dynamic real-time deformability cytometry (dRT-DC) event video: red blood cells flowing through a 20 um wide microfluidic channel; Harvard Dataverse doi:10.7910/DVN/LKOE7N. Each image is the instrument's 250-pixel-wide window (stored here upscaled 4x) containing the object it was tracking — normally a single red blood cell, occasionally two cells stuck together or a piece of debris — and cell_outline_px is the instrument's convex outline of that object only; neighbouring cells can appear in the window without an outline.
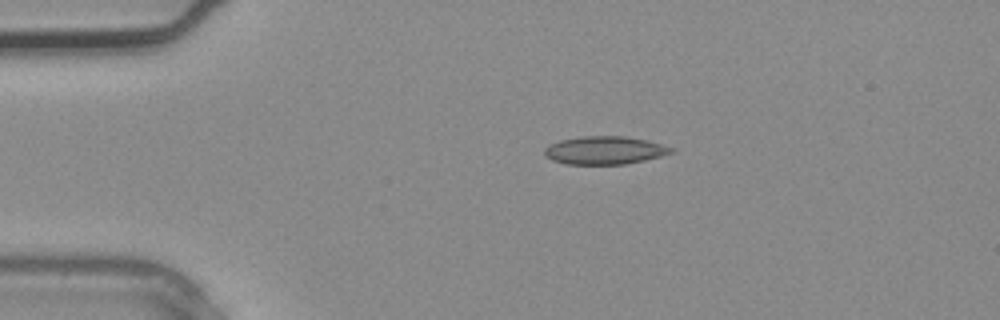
{"species": "common noctule bat (a hibernating species)", "species_latin": "Nyctalus noctula", "temperature_condition": "warm", "stored_images_in_passage": 2, "camera_frame_rate_fps": 3000, "um_per_image_px": 0.085, "animal": {"sex": "male", "body_mass_g": 20.4}, "frame": {"image": 1, "passage_image": 2, "time_ms": 0.333, "image_size_px": [1000, 320], "cell_outline_px": [[676, 152], [644, 160], [624, 164], [568, 164], [552, 160], [544, 156], [544, 148], [548, 144], [560, 140], [580, 136], [624, 136], [648, 140], [676, 148]], "centroid_in_image_um": [51.41, 12.77], "position_along_channel_um": 33.6, "area_um2": 20.92}}